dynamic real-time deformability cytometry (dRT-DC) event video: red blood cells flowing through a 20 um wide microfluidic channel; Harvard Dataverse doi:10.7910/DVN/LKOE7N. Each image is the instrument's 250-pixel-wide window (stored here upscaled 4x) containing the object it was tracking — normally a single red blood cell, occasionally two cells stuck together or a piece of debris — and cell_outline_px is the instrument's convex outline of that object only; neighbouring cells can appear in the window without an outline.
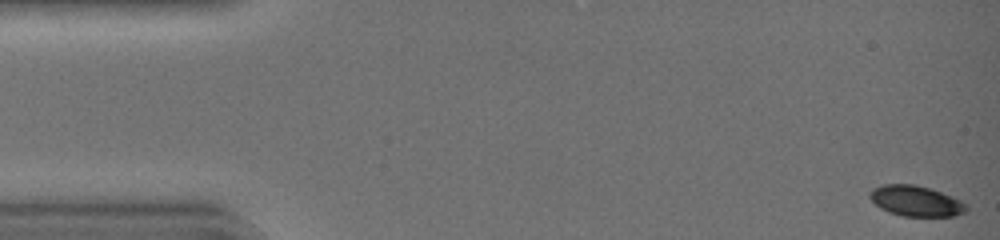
{"species": "common noctule bat (a hibernating species)", "species_latin": "Nyctalus noctula", "temperature_condition": "warm", "stored_images_in_passage": 43, "camera_frame_rate_fps": 3000, "um_per_image_px": 0.085, "animal": {"sex": "female", "body_mass_g": 19.0, "forearm_length_mm": 51.5}, "frame": {"image": 1, "passage_image": 1, "time_ms": 0.0, "image_size_px": [1000, 240], "cell_outline_px": [[968, 208], [964, 212], [956, 216], [904, 216], [888, 212], [880, 208], [868, 196], [868, 192], [872, 188], [884, 184], [916, 184], [952, 196], [968, 204]], "centroid_in_image_um": [77.84, 17.08], "position_along_channel_um": 7.2, "area_um2": 17.28}}
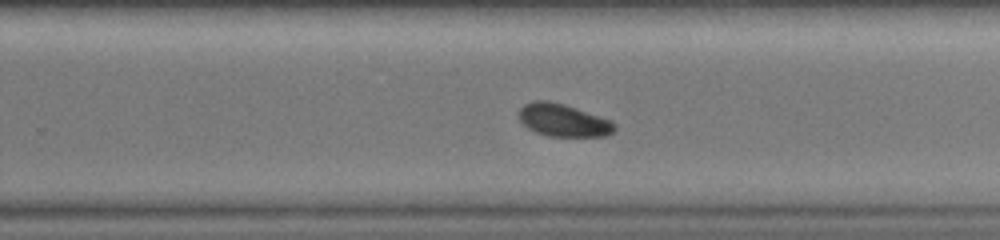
{"frame": {"image": 2, "passage_image": 29, "time_ms": 9.333, "image_size_px": [1000, 240], "cell_outline_px": [[616, 128], [612, 132], [604, 136], [544, 136], [528, 128], [520, 120], [520, 108], [524, 104], [532, 100], [548, 100], [564, 104], [612, 120], [616, 124]], "centroid_in_image_um": [47.88, 10.21], "position_along_channel_um": 281.9, "area_um2": 18.21}}
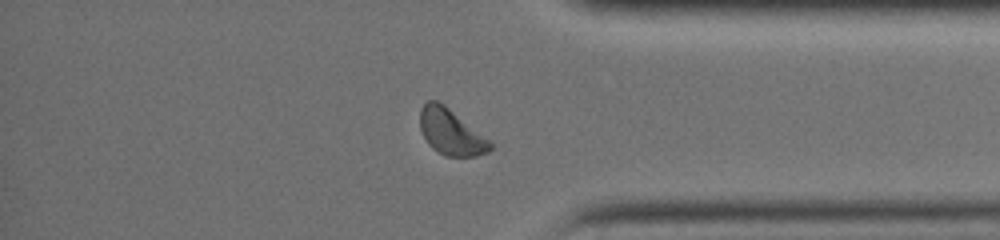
{"frame": {"image": 3, "passage_image": 37, "time_ms": 12.0, "image_size_px": [1000, 240], "cell_outline_px": [[492, 148], [488, 152], [476, 156], [444, 156], [432, 148], [428, 144], [420, 128], [420, 108], [428, 100], [436, 100], [444, 104], [488, 140], [492, 144]], "centroid_in_image_um": [38.29, 11.22], "position_along_channel_um": 396.9, "area_um2": 18.44}, "authors_computed_cell_mechanics": {"area_um2": 18.496, "velocity_mm_per_s": 4.4083, "shape_relaxation_time_tau1_ms": 2.392, "shape_relaxation_time_tau2_ms": null, "deformation_change_tau1": 0.0917, "deformation_change_tau2": null}}